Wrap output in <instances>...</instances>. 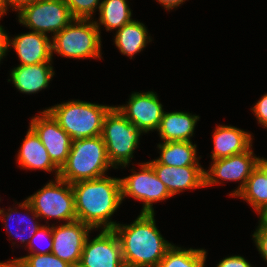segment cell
Instances as JSON below:
<instances>
[{
	"mask_svg": "<svg viewBox=\"0 0 267 267\" xmlns=\"http://www.w3.org/2000/svg\"><path fill=\"white\" fill-rule=\"evenodd\" d=\"M78 221L92 230H113L117 225L111 216L122 203L120 178L102 176L71 184Z\"/></svg>",
	"mask_w": 267,
	"mask_h": 267,
	"instance_id": "obj_1",
	"label": "cell"
},
{
	"mask_svg": "<svg viewBox=\"0 0 267 267\" xmlns=\"http://www.w3.org/2000/svg\"><path fill=\"white\" fill-rule=\"evenodd\" d=\"M155 213H141L131 224H117L113 230L119 238L125 267H157L174 245L156 227Z\"/></svg>",
	"mask_w": 267,
	"mask_h": 267,
	"instance_id": "obj_2",
	"label": "cell"
},
{
	"mask_svg": "<svg viewBox=\"0 0 267 267\" xmlns=\"http://www.w3.org/2000/svg\"><path fill=\"white\" fill-rule=\"evenodd\" d=\"M109 161L101 135L72 140L66 163L61 167L59 178L73 184L105 176Z\"/></svg>",
	"mask_w": 267,
	"mask_h": 267,
	"instance_id": "obj_3",
	"label": "cell"
},
{
	"mask_svg": "<svg viewBox=\"0 0 267 267\" xmlns=\"http://www.w3.org/2000/svg\"><path fill=\"white\" fill-rule=\"evenodd\" d=\"M113 106L71 100L46 110L72 140L101 135L106 114Z\"/></svg>",
	"mask_w": 267,
	"mask_h": 267,
	"instance_id": "obj_4",
	"label": "cell"
},
{
	"mask_svg": "<svg viewBox=\"0 0 267 267\" xmlns=\"http://www.w3.org/2000/svg\"><path fill=\"white\" fill-rule=\"evenodd\" d=\"M101 32L91 19H74L52 36L53 52L66 58L101 59Z\"/></svg>",
	"mask_w": 267,
	"mask_h": 267,
	"instance_id": "obj_5",
	"label": "cell"
},
{
	"mask_svg": "<svg viewBox=\"0 0 267 267\" xmlns=\"http://www.w3.org/2000/svg\"><path fill=\"white\" fill-rule=\"evenodd\" d=\"M142 133L116 106L109 110L103 122L101 137L113 168L119 165L124 168L130 163Z\"/></svg>",
	"mask_w": 267,
	"mask_h": 267,
	"instance_id": "obj_6",
	"label": "cell"
},
{
	"mask_svg": "<svg viewBox=\"0 0 267 267\" xmlns=\"http://www.w3.org/2000/svg\"><path fill=\"white\" fill-rule=\"evenodd\" d=\"M25 200L40 219L51 217L66 223L77 220L72 186L59 177Z\"/></svg>",
	"mask_w": 267,
	"mask_h": 267,
	"instance_id": "obj_7",
	"label": "cell"
},
{
	"mask_svg": "<svg viewBox=\"0 0 267 267\" xmlns=\"http://www.w3.org/2000/svg\"><path fill=\"white\" fill-rule=\"evenodd\" d=\"M75 18L64 0H37L18 12V21L28 29L53 36Z\"/></svg>",
	"mask_w": 267,
	"mask_h": 267,
	"instance_id": "obj_8",
	"label": "cell"
},
{
	"mask_svg": "<svg viewBox=\"0 0 267 267\" xmlns=\"http://www.w3.org/2000/svg\"><path fill=\"white\" fill-rule=\"evenodd\" d=\"M139 172L131 169L132 175L120 178L121 199L132 197L143 202L141 213H154L153 203L173 197L167 187L155 174L152 166L148 163L139 164Z\"/></svg>",
	"mask_w": 267,
	"mask_h": 267,
	"instance_id": "obj_9",
	"label": "cell"
},
{
	"mask_svg": "<svg viewBox=\"0 0 267 267\" xmlns=\"http://www.w3.org/2000/svg\"><path fill=\"white\" fill-rule=\"evenodd\" d=\"M258 159L250 147L243 153L213 160L210 169L204 171L205 187L222 184L221 180L237 181L240 182L239 186L229 194L235 197L245 187L247 179L256 168Z\"/></svg>",
	"mask_w": 267,
	"mask_h": 267,
	"instance_id": "obj_10",
	"label": "cell"
},
{
	"mask_svg": "<svg viewBox=\"0 0 267 267\" xmlns=\"http://www.w3.org/2000/svg\"><path fill=\"white\" fill-rule=\"evenodd\" d=\"M29 127L45 146L52 162L61 169L71 149V137L46 109L31 119Z\"/></svg>",
	"mask_w": 267,
	"mask_h": 267,
	"instance_id": "obj_11",
	"label": "cell"
},
{
	"mask_svg": "<svg viewBox=\"0 0 267 267\" xmlns=\"http://www.w3.org/2000/svg\"><path fill=\"white\" fill-rule=\"evenodd\" d=\"M87 236L77 267H125L121 244L114 230H102L92 240Z\"/></svg>",
	"mask_w": 267,
	"mask_h": 267,
	"instance_id": "obj_12",
	"label": "cell"
},
{
	"mask_svg": "<svg viewBox=\"0 0 267 267\" xmlns=\"http://www.w3.org/2000/svg\"><path fill=\"white\" fill-rule=\"evenodd\" d=\"M126 105H119V111L143 133L158 130L164 109L156 92H134Z\"/></svg>",
	"mask_w": 267,
	"mask_h": 267,
	"instance_id": "obj_13",
	"label": "cell"
},
{
	"mask_svg": "<svg viewBox=\"0 0 267 267\" xmlns=\"http://www.w3.org/2000/svg\"><path fill=\"white\" fill-rule=\"evenodd\" d=\"M92 229L81 221L52 225L53 248L51 253L72 267L80 262L85 240Z\"/></svg>",
	"mask_w": 267,
	"mask_h": 267,
	"instance_id": "obj_14",
	"label": "cell"
},
{
	"mask_svg": "<svg viewBox=\"0 0 267 267\" xmlns=\"http://www.w3.org/2000/svg\"><path fill=\"white\" fill-rule=\"evenodd\" d=\"M148 163L172 196L183 190L205 187V169L202 166L173 167L159 164L156 160Z\"/></svg>",
	"mask_w": 267,
	"mask_h": 267,
	"instance_id": "obj_15",
	"label": "cell"
},
{
	"mask_svg": "<svg viewBox=\"0 0 267 267\" xmlns=\"http://www.w3.org/2000/svg\"><path fill=\"white\" fill-rule=\"evenodd\" d=\"M11 46L19 57L20 65L52 62L51 38L46 34L30 31L14 38L8 36V50Z\"/></svg>",
	"mask_w": 267,
	"mask_h": 267,
	"instance_id": "obj_16",
	"label": "cell"
},
{
	"mask_svg": "<svg viewBox=\"0 0 267 267\" xmlns=\"http://www.w3.org/2000/svg\"><path fill=\"white\" fill-rule=\"evenodd\" d=\"M52 62H44L35 65H18L10 70V79L18 91L24 94L38 93L47 88L55 71Z\"/></svg>",
	"mask_w": 267,
	"mask_h": 267,
	"instance_id": "obj_17",
	"label": "cell"
},
{
	"mask_svg": "<svg viewBox=\"0 0 267 267\" xmlns=\"http://www.w3.org/2000/svg\"><path fill=\"white\" fill-rule=\"evenodd\" d=\"M252 135L242 129L228 125H217L213 133L214 149L211 159L229 157L252 147Z\"/></svg>",
	"mask_w": 267,
	"mask_h": 267,
	"instance_id": "obj_18",
	"label": "cell"
},
{
	"mask_svg": "<svg viewBox=\"0 0 267 267\" xmlns=\"http://www.w3.org/2000/svg\"><path fill=\"white\" fill-rule=\"evenodd\" d=\"M17 161L19 167L24 169L55 171V177H59L60 169L52 162L45 146L30 127L18 152Z\"/></svg>",
	"mask_w": 267,
	"mask_h": 267,
	"instance_id": "obj_19",
	"label": "cell"
},
{
	"mask_svg": "<svg viewBox=\"0 0 267 267\" xmlns=\"http://www.w3.org/2000/svg\"><path fill=\"white\" fill-rule=\"evenodd\" d=\"M199 118L198 115H192L189 112L164 111L157 131L164 142H191L190 138L194 134L195 126Z\"/></svg>",
	"mask_w": 267,
	"mask_h": 267,
	"instance_id": "obj_20",
	"label": "cell"
},
{
	"mask_svg": "<svg viewBox=\"0 0 267 267\" xmlns=\"http://www.w3.org/2000/svg\"><path fill=\"white\" fill-rule=\"evenodd\" d=\"M157 146L160 150V157L155 160L159 164L173 167L201 166L196 156V144L192 141L163 142Z\"/></svg>",
	"mask_w": 267,
	"mask_h": 267,
	"instance_id": "obj_21",
	"label": "cell"
},
{
	"mask_svg": "<svg viewBox=\"0 0 267 267\" xmlns=\"http://www.w3.org/2000/svg\"><path fill=\"white\" fill-rule=\"evenodd\" d=\"M148 35L146 26L140 21L133 20L116 31L114 43L123 55L132 59L151 42Z\"/></svg>",
	"mask_w": 267,
	"mask_h": 267,
	"instance_id": "obj_22",
	"label": "cell"
},
{
	"mask_svg": "<svg viewBox=\"0 0 267 267\" xmlns=\"http://www.w3.org/2000/svg\"><path fill=\"white\" fill-rule=\"evenodd\" d=\"M99 19L94 21L100 32V25L107 31L118 30L133 21L127 0H102Z\"/></svg>",
	"mask_w": 267,
	"mask_h": 267,
	"instance_id": "obj_23",
	"label": "cell"
},
{
	"mask_svg": "<svg viewBox=\"0 0 267 267\" xmlns=\"http://www.w3.org/2000/svg\"><path fill=\"white\" fill-rule=\"evenodd\" d=\"M206 256L205 249H182L173 245L157 267H205Z\"/></svg>",
	"mask_w": 267,
	"mask_h": 267,
	"instance_id": "obj_24",
	"label": "cell"
},
{
	"mask_svg": "<svg viewBox=\"0 0 267 267\" xmlns=\"http://www.w3.org/2000/svg\"><path fill=\"white\" fill-rule=\"evenodd\" d=\"M242 198L258 213L267 205V176L256 167L245 187L235 196Z\"/></svg>",
	"mask_w": 267,
	"mask_h": 267,
	"instance_id": "obj_25",
	"label": "cell"
},
{
	"mask_svg": "<svg viewBox=\"0 0 267 267\" xmlns=\"http://www.w3.org/2000/svg\"><path fill=\"white\" fill-rule=\"evenodd\" d=\"M18 205H19L18 208H22V209L26 210L28 213L30 212L32 214V218H29V216L27 217L26 215H24V216L22 215L23 217L20 216L22 218L19 219V215H18L17 218L15 219L14 216L12 217V215H13L12 213H15V214L16 213L20 214V213L18 211H16L17 210L16 208H15V210L13 208H9L8 209V212H5L4 209H0V215L2 217H4L1 220L5 223V228H7V233L8 232L10 233L9 236L16 237L18 240L21 241V244H23L25 242L26 243V246H28L31 238L36 234V232L38 231V229L41 227L42 224H38V222L36 220L35 221H32L34 219H38L39 217L37 216V214L34 212V210L32 209V207L30 206V204L26 200H24L22 203H19ZM14 219L16 221L19 219L17 222L21 226H23L24 223H26L25 224L26 227L22 228V230H21L22 232L20 231L21 234H19L16 231L13 233L12 232V229H10L11 226L8 224V222L10 220H13L14 221ZM25 220H27L29 222H27ZM27 232H29V235L26 234Z\"/></svg>",
	"mask_w": 267,
	"mask_h": 267,
	"instance_id": "obj_26",
	"label": "cell"
},
{
	"mask_svg": "<svg viewBox=\"0 0 267 267\" xmlns=\"http://www.w3.org/2000/svg\"><path fill=\"white\" fill-rule=\"evenodd\" d=\"M75 19H91L102 0H64Z\"/></svg>",
	"mask_w": 267,
	"mask_h": 267,
	"instance_id": "obj_27",
	"label": "cell"
},
{
	"mask_svg": "<svg viewBox=\"0 0 267 267\" xmlns=\"http://www.w3.org/2000/svg\"><path fill=\"white\" fill-rule=\"evenodd\" d=\"M18 259L22 260L27 267H72L69 263L56 257L53 253L29 254Z\"/></svg>",
	"mask_w": 267,
	"mask_h": 267,
	"instance_id": "obj_28",
	"label": "cell"
},
{
	"mask_svg": "<svg viewBox=\"0 0 267 267\" xmlns=\"http://www.w3.org/2000/svg\"><path fill=\"white\" fill-rule=\"evenodd\" d=\"M41 239H46L47 246L44 248H37L35 245L37 244L35 241H40ZM49 240V241H48ZM45 244V245H46ZM53 248V238H52V226L50 225H41V227L38 229L36 234L31 238L28 249L29 254H48L51 253Z\"/></svg>",
	"mask_w": 267,
	"mask_h": 267,
	"instance_id": "obj_29",
	"label": "cell"
},
{
	"mask_svg": "<svg viewBox=\"0 0 267 267\" xmlns=\"http://www.w3.org/2000/svg\"><path fill=\"white\" fill-rule=\"evenodd\" d=\"M252 239L261 254V257L267 262V228L258 225L256 231L252 234Z\"/></svg>",
	"mask_w": 267,
	"mask_h": 267,
	"instance_id": "obj_30",
	"label": "cell"
},
{
	"mask_svg": "<svg viewBox=\"0 0 267 267\" xmlns=\"http://www.w3.org/2000/svg\"><path fill=\"white\" fill-rule=\"evenodd\" d=\"M251 110L254 112L258 124L267 128V93L256 102Z\"/></svg>",
	"mask_w": 267,
	"mask_h": 267,
	"instance_id": "obj_31",
	"label": "cell"
},
{
	"mask_svg": "<svg viewBox=\"0 0 267 267\" xmlns=\"http://www.w3.org/2000/svg\"><path fill=\"white\" fill-rule=\"evenodd\" d=\"M216 267H252L243 256H229L219 261Z\"/></svg>",
	"mask_w": 267,
	"mask_h": 267,
	"instance_id": "obj_32",
	"label": "cell"
},
{
	"mask_svg": "<svg viewBox=\"0 0 267 267\" xmlns=\"http://www.w3.org/2000/svg\"><path fill=\"white\" fill-rule=\"evenodd\" d=\"M36 1L37 0H5V14H7L9 7H11L13 11L19 12L23 7L33 4Z\"/></svg>",
	"mask_w": 267,
	"mask_h": 267,
	"instance_id": "obj_33",
	"label": "cell"
},
{
	"mask_svg": "<svg viewBox=\"0 0 267 267\" xmlns=\"http://www.w3.org/2000/svg\"><path fill=\"white\" fill-rule=\"evenodd\" d=\"M8 34L9 33H6L3 26L0 25V62L3 57L5 58L6 52H8Z\"/></svg>",
	"mask_w": 267,
	"mask_h": 267,
	"instance_id": "obj_34",
	"label": "cell"
},
{
	"mask_svg": "<svg viewBox=\"0 0 267 267\" xmlns=\"http://www.w3.org/2000/svg\"><path fill=\"white\" fill-rule=\"evenodd\" d=\"M167 11L172 10L175 7L180 6L186 0H157Z\"/></svg>",
	"mask_w": 267,
	"mask_h": 267,
	"instance_id": "obj_35",
	"label": "cell"
},
{
	"mask_svg": "<svg viewBox=\"0 0 267 267\" xmlns=\"http://www.w3.org/2000/svg\"><path fill=\"white\" fill-rule=\"evenodd\" d=\"M0 267H27V265L22 260L14 258L6 263L0 262Z\"/></svg>",
	"mask_w": 267,
	"mask_h": 267,
	"instance_id": "obj_36",
	"label": "cell"
},
{
	"mask_svg": "<svg viewBox=\"0 0 267 267\" xmlns=\"http://www.w3.org/2000/svg\"><path fill=\"white\" fill-rule=\"evenodd\" d=\"M259 225L263 228H267V205L258 212Z\"/></svg>",
	"mask_w": 267,
	"mask_h": 267,
	"instance_id": "obj_37",
	"label": "cell"
},
{
	"mask_svg": "<svg viewBox=\"0 0 267 267\" xmlns=\"http://www.w3.org/2000/svg\"><path fill=\"white\" fill-rule=\"evenodd\" d=\"M256 167L264 174V176H267V159L263 157L259 158Z\"/></svg>",
	"mask_w": 267,
	"mask_h": 267,
	"instance_id": "obj_38",
	"label": "cell"
},
{
	"mask_svg": "<svg viewBox=\"0 0 267 267\" xmlns=\"http://www.w3.org/2000/svg\"><path fill=\"white\" fill-rule=\"evenodd\" d=\"M5 14V0H0V17Z\"/></svg>",
	"mask_w": 267,
	"mask_h": 267,
	"instance_id": "obj_39",
	"label": "cell"
}]
</instances>
